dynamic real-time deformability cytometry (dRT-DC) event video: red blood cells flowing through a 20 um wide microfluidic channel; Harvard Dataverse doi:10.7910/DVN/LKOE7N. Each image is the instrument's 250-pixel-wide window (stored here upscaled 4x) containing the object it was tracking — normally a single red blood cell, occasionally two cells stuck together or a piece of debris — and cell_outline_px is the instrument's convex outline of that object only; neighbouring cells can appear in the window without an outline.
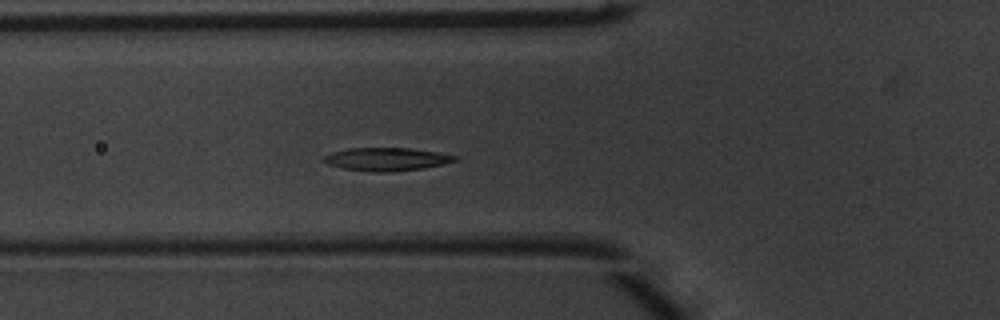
{"species": "common noctule bat (a hibernating species)", "species_latin": "Nyctalus noctula", "temperature_condition": "warm", "stored_images_in_passage": 49, "segment_of_instrument_passage": [1, 2], "camera_frame_rate_fps": 3000, "um_per_image_px": 0.085, "animal": {"sex": "male", "body_mass_g": 20.1, "forearm_length_mm": 53.5}, "frame": {"image": 1, "passage_image": 14, "time_ms": 4.333, "image_size_px": [1000, 320], "cell_outline_px": [[456, 160], [444, 164], [424, 168], [392, 172], [376, 172], [340, 168], [328, 164], [320, 160], [324, 156], [332, 152], [348, 148], [408, 148], [440, 152], [456, 156]], "centroid_in_image_um": [32.83, 13.53], "position_along_channel_um": 93.0, "area_um2": 17.74}}
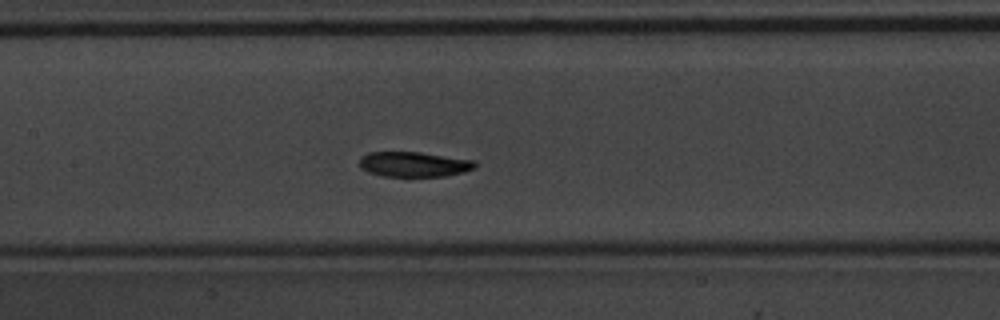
{"frame": {"image": 2, "passage_image": 20, "time_ms": 6.333, "image_size_px": [1000, 320], "cell_outline_px": [[476, 168], [464, 172], [444, 176], [380, 176], [368, 172], [360, 168], [360, 156], [368, 152], [420, 152], [476, 160]], "centroid_in_image_um": [35.19, 13.96], "position_along_channel_um": 172.2, "area_um2": 17.05}}
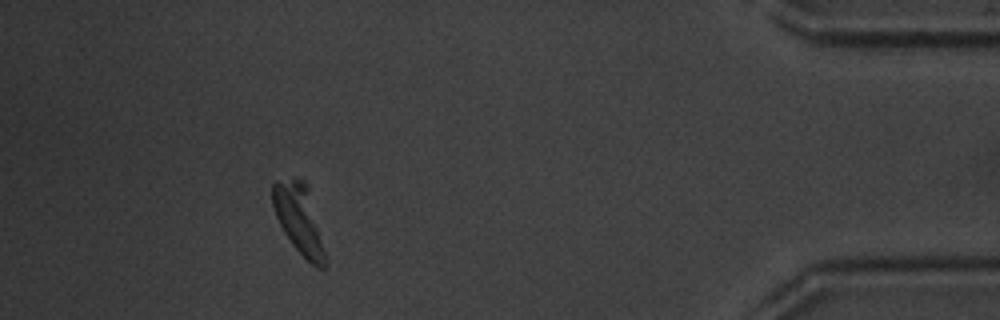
{"frame": {"image": 3, "passage_image": 42, "time_ms": 13.667, "image_size_px": [1000, 320], "cell_outline_px": [[328, 268], [316, 268], [292, 244], [284, 232], [276, 216], [272, 204], [272, 184], [276, 180], [304, 180], [308, 188]], "centroid_in_image_um": [25.39, 18.63], "position_along_channel_um": 409.8, "area_um2": 20.46}}